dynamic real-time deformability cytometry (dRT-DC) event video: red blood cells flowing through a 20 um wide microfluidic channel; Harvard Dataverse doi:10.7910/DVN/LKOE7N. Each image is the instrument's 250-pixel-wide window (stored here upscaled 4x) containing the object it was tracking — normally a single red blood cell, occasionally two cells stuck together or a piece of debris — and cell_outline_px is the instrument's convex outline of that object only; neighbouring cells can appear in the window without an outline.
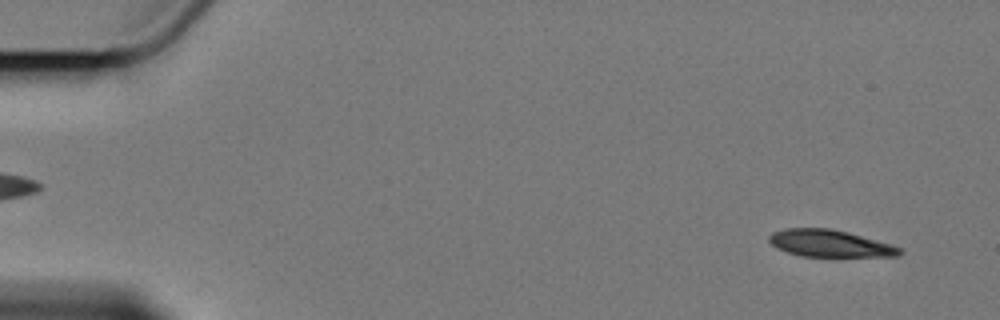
{"species": "Egyptian fruit bat (a non-hibernating species)", "species_latin": "Rousettus aegyptiacus", "temperature_condition": "cold", "stored_images_in_passage": 3, "camera_frame_rate_fps": 3000, "um_per_image_px": 0.085, "animal": {"sex": "female"}, "frame": {"image": 1, "passage_image": 3, "time_ms": 5.333, "image_size_px": [1000, 320], "cell_outline_px": [[904, 252], [900, 256], [800, 256], [776, 248], [768, 240], [768, 236], [772, 232], [784, 228], [832, 228], [848, 232], [892, 244], [900, 248]], "centroid_in_image_um": [70.53, 20.68], "position_along_channel_um": 14.5, "area_um2": 20.63}}